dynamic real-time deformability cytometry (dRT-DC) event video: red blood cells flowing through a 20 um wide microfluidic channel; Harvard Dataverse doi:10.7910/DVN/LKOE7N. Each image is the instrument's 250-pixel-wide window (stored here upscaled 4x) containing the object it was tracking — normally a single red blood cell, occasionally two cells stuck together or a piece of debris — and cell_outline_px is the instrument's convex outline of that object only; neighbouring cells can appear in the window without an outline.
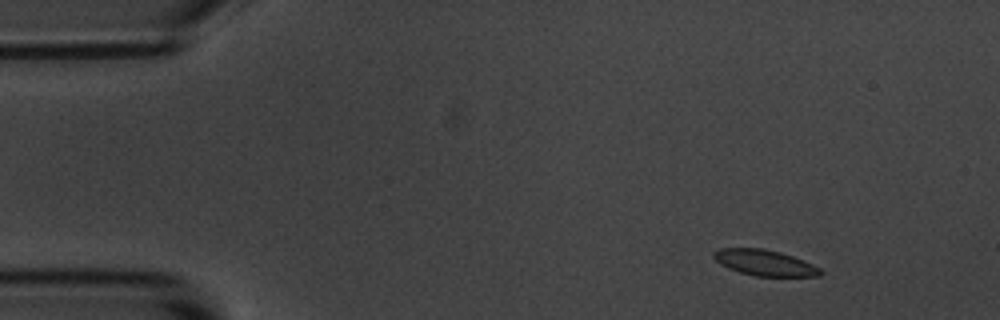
{"species": "common noctule bat (a hibernating species)", "species_latin": "Nyctalus noctula", "temperature_condition": "room temperature", "stored_images_in_passage": 3, "camera_frame_rate_fps": 3000, "um_per_image_px": 0.085, "animal": {"sex": "male", "body_mass_g": 20.1, "forearm_length_mm": 53.5}, "frame": {"image": 1, "passage_image": 1, "time_ms": 0.0, "image_size_px": [1000, 320], "cell_outline_px": [[824, 272], [820, 276], [756, 276], [740, 272], [728, 268], [720, 264], [712, 256], [712, 252], [720, 248], [764, 248], [780, 252], [792, 256], [812, 264], [820, 268]], "centroid_in_image_um": [64.98, 22.33], "position_along_channel_um": 20.0, "area_um2": 16.07}}